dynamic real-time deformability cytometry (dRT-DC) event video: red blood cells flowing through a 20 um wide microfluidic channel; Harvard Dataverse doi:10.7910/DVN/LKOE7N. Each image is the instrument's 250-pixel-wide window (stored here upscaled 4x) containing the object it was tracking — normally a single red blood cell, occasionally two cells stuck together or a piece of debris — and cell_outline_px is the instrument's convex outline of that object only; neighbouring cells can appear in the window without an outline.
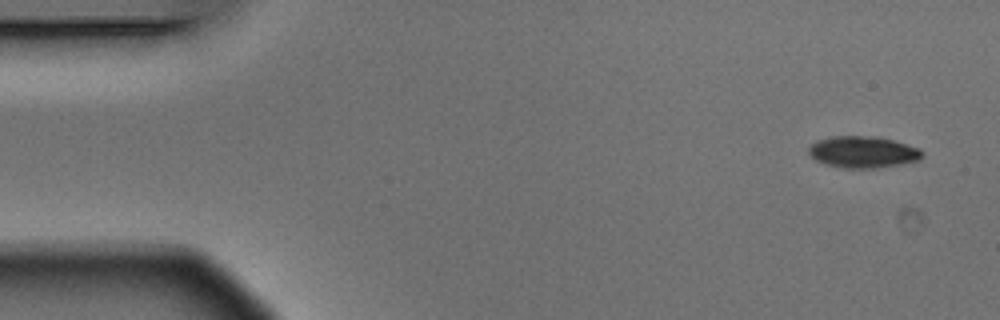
{"species": "Egyptian fruit bat (a non-hibernating species)", "species_latin": "Rousettus aegyptiacus", "temperature_condition": "warm", "stored_images_in_passage": 5, "camera_frame_rate_fps": 3000, "um_per_image_px": 0.085, "animal": {"sex": "male"}, "frame": {"image": 1, "passage_image": 1, "time_ms": 0.0, "image_size_px": [1000, 320], "cell_outline_px": [[924, 156], [920, 160], [876, 168], [844, 168], [828, 164], [816, 160], [808, 152], [808, 148], [816, 140], [832, 136], [876, 136], [892, 140], [920, 148], [924, 152]], "centroid_in_image_um": [73.37, 12.91], "position_along_channel_um": 11.6, "area_um2": 20.87}}